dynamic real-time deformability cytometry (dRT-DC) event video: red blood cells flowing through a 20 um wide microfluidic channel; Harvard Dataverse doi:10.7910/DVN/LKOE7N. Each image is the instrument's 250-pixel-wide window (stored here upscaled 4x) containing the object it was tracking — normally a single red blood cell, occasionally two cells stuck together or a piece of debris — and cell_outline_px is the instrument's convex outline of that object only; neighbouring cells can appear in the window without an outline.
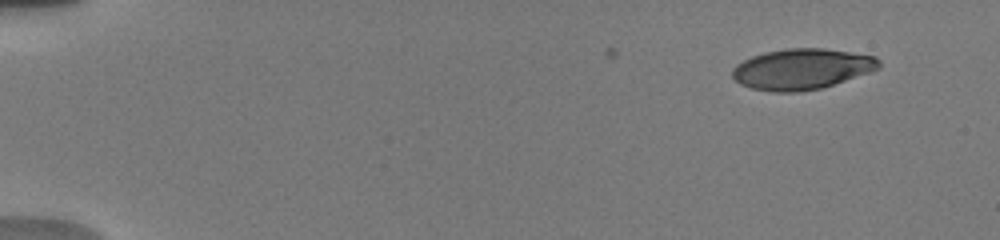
{"species": "human", "species_latin": "Homo sapiens", "temperature_condition": "warm", "stored_images_in_passage": 7, "camera_frame_rate_fps": 3000, "um_per_image_px": 0.085, "donor": {"sex": "male"}, "frame": {"image": 1, "passage_image": 2, "time_ms": 0.667, "image_size_px": [1000, 240], "cell_outline_px": [[880, 68], [820, 88], [800, 92], [772, 92], [752, 88], [740, 84], [732, 76], [732, 68], [736, 64], [752, 56], [764, 52], [788, 48], [824, 48], [876, 56], [880, 60]], "centroid_in_image_um": [68.13, 5.86], "position_along_channel_um": 16.9, "area_um2": 34.62}}
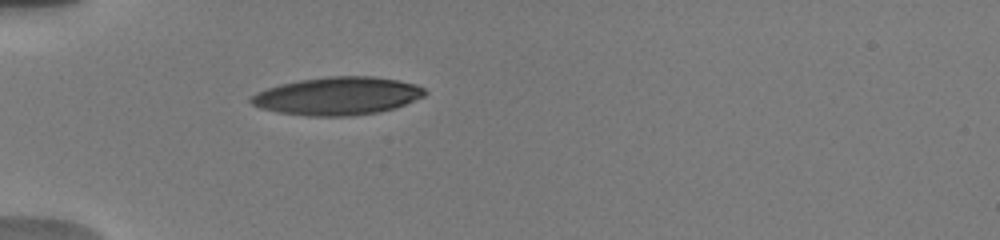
{"frame": {"image": 2, "passage_image": 7, "time_ms": 5.0, "image_size_px": [1000, 240], "cell_outline_px": [[428, 92], [424, 96], [404, 104], [380, 112], [348, 116], [308, 116], [280, 112], [260, 108], [252, 104], [248, 100], [256, 92], [280, 84], [300, 80], [328, 76], [372, 76], [396, 80], [416, 84], [424, 88]], "centroid_in_image_um": [28.68, 8.16], "position_along_channel_um": 56.3, "area_um2": 38.26}}